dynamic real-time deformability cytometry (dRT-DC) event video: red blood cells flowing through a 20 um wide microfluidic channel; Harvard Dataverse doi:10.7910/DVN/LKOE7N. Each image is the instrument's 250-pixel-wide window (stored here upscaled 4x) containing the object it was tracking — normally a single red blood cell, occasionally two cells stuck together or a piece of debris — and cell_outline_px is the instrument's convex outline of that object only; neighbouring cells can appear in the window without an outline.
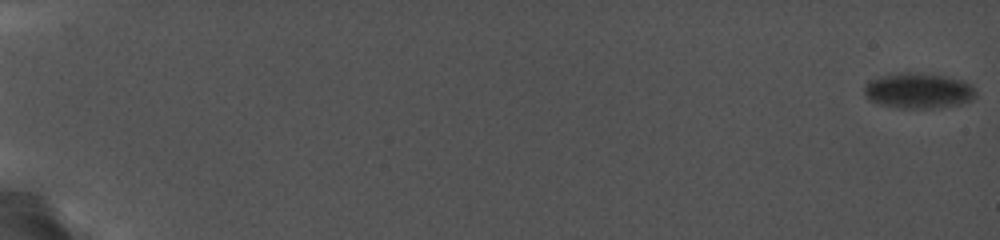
{"species": "common noctule bat (a hibernating species)", "species_latin": "Nyctalus noctula", "temperature_condition": "cold", "stored_images_in_passage": 81, "camera_frame_rate_fps": 5000, "um_per_image_px": 0.085, "animal": {"sex": "female", "body_mass_g": 19.0, "forearm_length_mm": 56.7}, "frame": {"image": 1, "passage_image": 1, "time_ms": 0.0, "image_size_px": [1000, 240], "cell_outline_px": [[976, 96], [972, 100], [960, 104], [932, 108], [900, 108], [880, 104], [868, 100], [864, 92], [864, 84], [868, 80], [880, 76], [900, 72], [916, 72], [944, 76], [964, 80], [972, 84], [976, 92]], "centroid_in_image_um": [78.06, 7.7], "position_along_channel_um": 6.9, "area_um2": 23.35}}
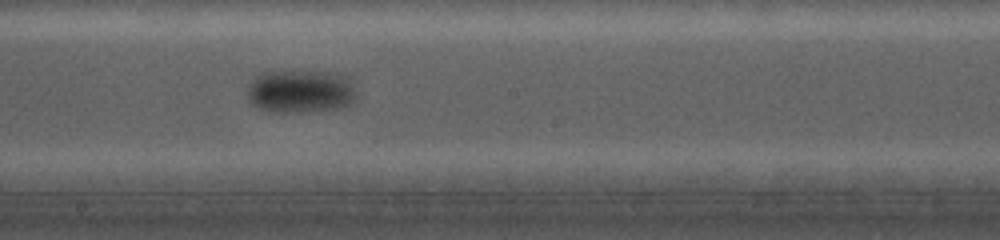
{"frame": {"image": 2, "passage_image": 56, "time_ms": 12.8, "image_size_px": [1000, 240], "cell_outline_px": [[356, 96], [348, 104], [332, 108], [264, 108], [256, 104], [248, 96], [248, 84], [260, 72], [280, 68], [336, 72], [348, 76], [352, 84]], "centroid_in_image_um": [25.56, 7.58], "position_along_channel_um": 222.6, "area_um2": 26.47}}
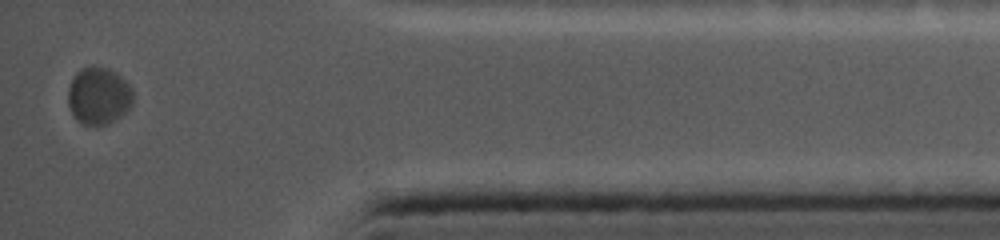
{"frame": {"image": 3, "passage_image": 81, "time_ms": 19.2, "image_size_px": [1000, 240], "cell_outline_px": [[132, 104], [120, 116], [108, 124], [84, 124], [72, 112], [68, 104], [68, 88], [76, 72], [84, 68], [108, 68], [116, 72], [132, 88]], "centroid_in_image_um": [8.39, 8.14], "position_along_channel_um": 426.8, "area_um2": 21.04}}